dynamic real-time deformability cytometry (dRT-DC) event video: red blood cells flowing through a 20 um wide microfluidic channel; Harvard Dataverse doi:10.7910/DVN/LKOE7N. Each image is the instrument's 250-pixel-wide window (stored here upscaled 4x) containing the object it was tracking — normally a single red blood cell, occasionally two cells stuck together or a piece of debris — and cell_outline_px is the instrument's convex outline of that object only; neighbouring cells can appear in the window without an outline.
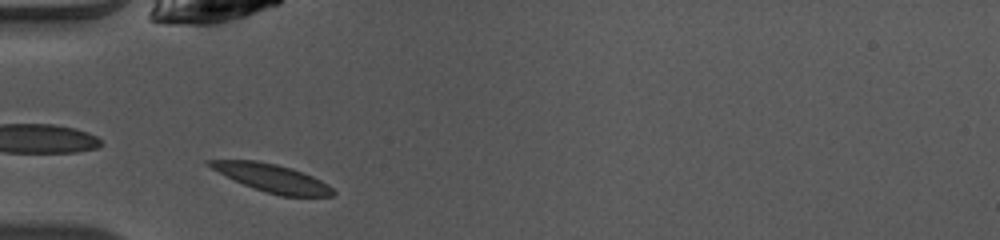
{"species": "common noctule bat (a hibernating species)", "species_latin": "Nyctalus noctula", "temperature_condition": "warm", "stored_images_in_passage": 36, "camera_frame_rate_fps": 3000, "um_per_image_px": 0.085, "animal": {"sex": "female", "body_mass_g": 10.0, "forearm_length_mm": 53.1}, "frame": {"image": 1, "passage_image": 2, "time_ms": 0.333, "image_size_px": [1000, 240], "cell_outline_px": [[336, 192], [332, 196], [284, 196], [252, 188], [212, 168], [204, 160], [256, 160], [276, 164], [292, 168], [312, 176], [328, 184]], "centroid_in_image_um": [23.17, 15.13], "position_along_channel_um": 61.8, "area_um2": 19.65}}
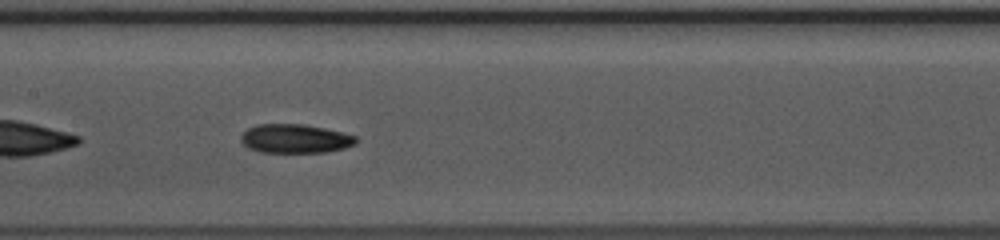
{"frame": {"image": 2, "passage_image": 11, "time_ms": 3.333, "image_size_px": [1000, 240], "cell_outline_px": [[360, 140], [356, 144], [344, 148], [324, 152], [260, 152], [248, 148], [240, 140], [240, 136], [248, 128], [256, 124], [304, 124], [324, 128], [356, 136]], "centroid_in_image_um": [25.08, 11.78], "position_along_channel_um": 182.3, "area_um2": 19.42}}
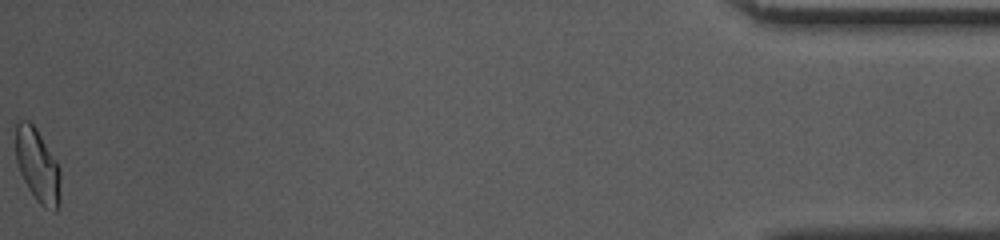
{"frame": {"image": 3, "passage_image": 36, "time_ms": 11.667, "image_size_px": [1000, 240], "cell_outline_px": [[60, 204], [56, 212], [44, 208], [36, 200], [28, 188], [20, 172], [16, 160], [16, 124], [20, 120], [28, 120], [36, 128], [56, 160], [60, 168]], "centroid_in_image_um": [3.21, 14.11], "position_along_channel_um": 432.0, "area_um2": 19.25}, "authors_computed_cell_mechanics": {"area_um2": 19.1607, "velocity_mm_per_s": 4.0829, "shape_relaxation_time_tau1_ms": 4.3323, "shape_relaxation_time_tau2_ms": 3.0755, "deformation_change_tau1": 0.0959, "deformation_change_tau2": 0.0927}}